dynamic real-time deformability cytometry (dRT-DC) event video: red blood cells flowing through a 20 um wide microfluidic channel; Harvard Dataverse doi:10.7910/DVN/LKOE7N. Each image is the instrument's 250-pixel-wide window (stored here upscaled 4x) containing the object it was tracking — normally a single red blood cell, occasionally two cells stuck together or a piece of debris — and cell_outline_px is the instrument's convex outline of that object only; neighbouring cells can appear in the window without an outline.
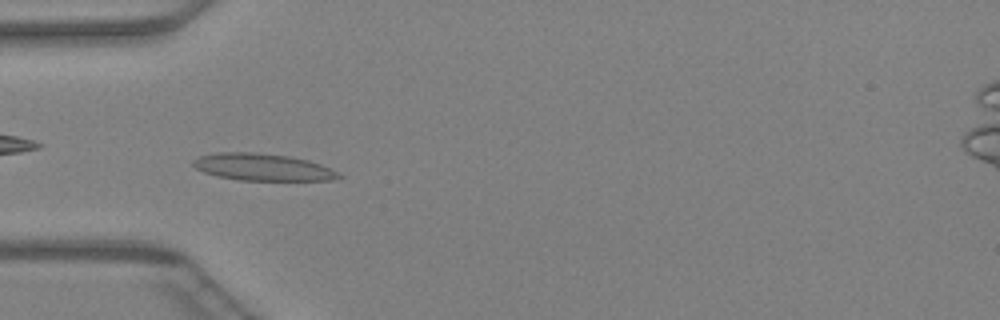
{"species": "Egyptian fruit bat (a non-hibernating species)", "species_latin": "Rousettus aegyptiacus", "temperature_condition": "warm", "stored_images_in_passage": 38, "camera_frame_rate_fps": 3000, "um_per_image_px": 0.085, "animal": {"sex": "female"}, "frame": {"image": 1, "passage_image": 6, "time_ms": 1.667, "image_size_px": [1000, 320], "cell_outline_px": [[344, 176], [332, 180], [236, 180], [216, 176], [204, 172], [196, 168], [192, 164], [192, 160], [200, 156], [220, 152], [252, 152], [288, 156], [308, 160], [320, 164]], "centroid_in_image_um": [22.29, 14.21], "position_along_channel_um": 62.7, "area_um2": 22.77}}
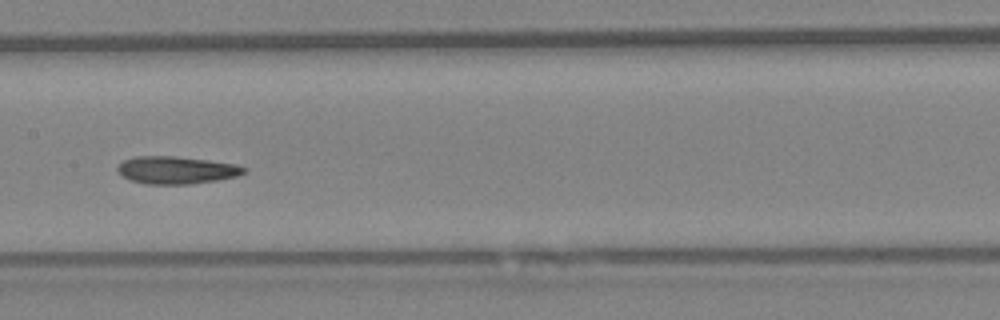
{"frame": {"image": 2, "passage_image": 15, "time_ms": 4.667, "image_size_px": [1000, 320], "cell_outline_px": [[248, 168], [244, 172], [236, 176], [216, 180], [188, 184], [144, 184], [132, 180], [124, 176], [116, 168], [124, 160], [136, 156], [176, 156], [208, 160], [236, 164]], "centroid_in_image_um": [15.0, 14.45], "position_along_channel_um": 192.4, "area_um2": 20.06}}
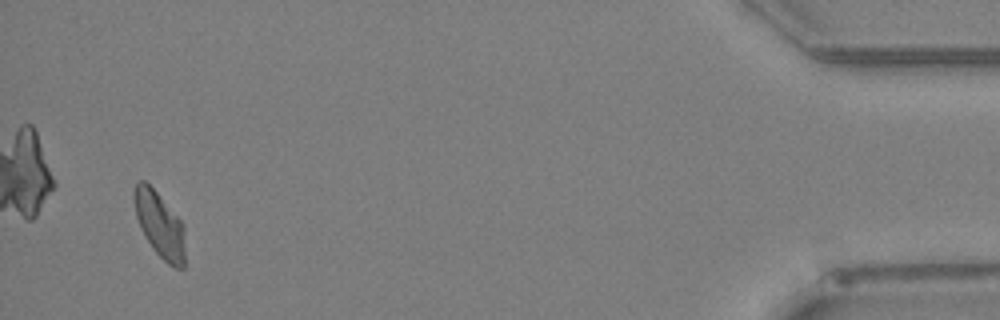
{"frame": {"image": 3, "passage_image": 36, "time_ms": 11.667, "image_size_px": [1000, 320], "cell_outline_px": [[184, 268], [176, 268], [168, 264], [152, 248], [136, 216], [132, 196], [132, 192], [136, 180], [144, 180], [156, 192], [180, 220], [184, 228]], "centroid_in_image_um": [13.55, 19.07], "position_along_channel_um": 421.7, "area_um2": 19.13}}